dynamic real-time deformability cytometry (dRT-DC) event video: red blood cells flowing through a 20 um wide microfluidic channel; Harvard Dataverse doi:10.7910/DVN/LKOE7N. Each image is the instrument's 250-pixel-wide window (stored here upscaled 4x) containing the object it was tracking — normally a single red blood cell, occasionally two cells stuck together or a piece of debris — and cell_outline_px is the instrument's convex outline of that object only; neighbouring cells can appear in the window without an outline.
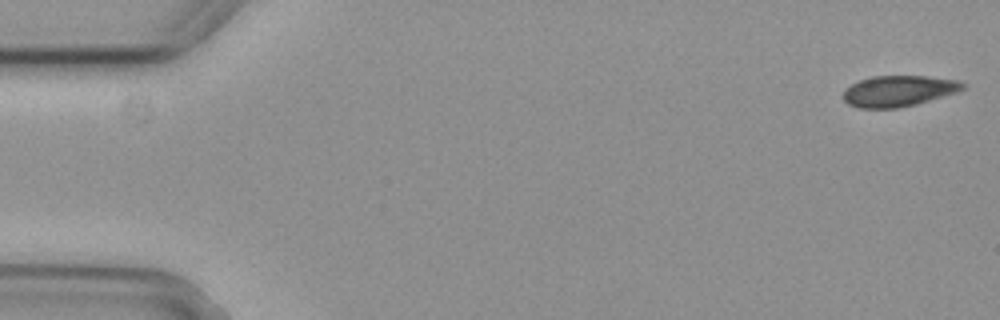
{"species": "common noctule bat (a hibernating species)", "species_latin": "Nyctalus noctula", "temperature_condition": "cold", "stored_images_in_passage": 4, "camera_frame_rate_fps": 3000, "um_per_image_px": 0.085, "animal": {"sex": "female", "body_mass_g": 29.2, "forearm_length_mm": 56.3}, "frame": {"image": 1, "passage_image": 1, "time_ms": 0.0, "image_size_px": [1000, 320], "cell_outline_px": [[968, 84], [964, 88], [956, 92], [916, 104], [896, 108], [860, 108], [848, 104], [844, 100], [844, 88], [860, 80], [872, 76], [928, 76], [960, 80]], "centroid_in_image_um": [76.4, 7.72], "position_along_channel_um": 8.6, "area_um2": 21.56}}